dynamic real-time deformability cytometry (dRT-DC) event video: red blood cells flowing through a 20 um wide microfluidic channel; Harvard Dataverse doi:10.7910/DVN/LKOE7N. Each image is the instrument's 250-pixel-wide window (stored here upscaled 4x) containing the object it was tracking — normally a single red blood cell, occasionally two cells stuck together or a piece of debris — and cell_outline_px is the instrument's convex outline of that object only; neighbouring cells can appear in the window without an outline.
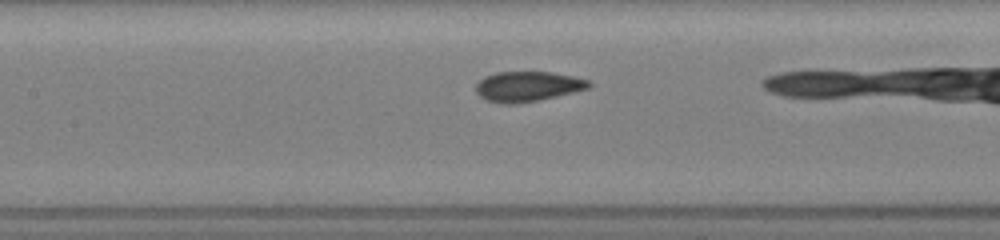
{"species": "common noctule bat (a hibernating species)", "species_latin": "Nyctalus noctula", "temperature_condition": "room temperature", "stored_images_in_passage": 30, "camera_frame_rate_fps": 3000, "um_per_image_px": 0.085, "animal": {"sex": "female", "body_mass_g": 19.5, "forearm_length_mm": 54.1}, "frame": {"image": 1, "passage_image": 5, "time_ms": 1.0, "image_size_px": [1000, 240], "cell_outline_px": [[592, 84], [588, 88], [540, 100], [516, 104], [504, 104], [488, 100], [480, 96], [476, 92], [476, 84], [484, 76], [496, 72], [552, 72], [572, 76], [588, 80]], "centroid_in_image_um": [44.83, 7.34], "position_along_channel_um": 162.6, "area_um2": 19.71}}
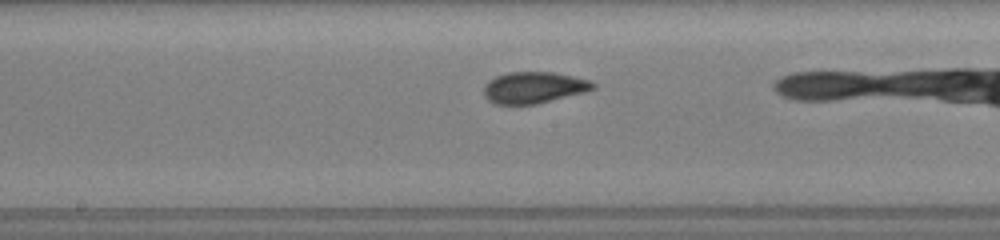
{"frame": {"image": 2, "passage_image": 10, "time_ms": 2.0, "image_size_px": [1000, 240], "cell_outline_px": [[596, 88], [584, 92], [536, 104], [492, 104], [484, 96], [484, 84], [488, 80], [496, 76], [508, 72], [552, 72], [592, 80], [596, 84]], "centroid_in_image_um": [45.36, 7.44], "position_along_channel_um": 202.8, "area_um2": 20.11}}